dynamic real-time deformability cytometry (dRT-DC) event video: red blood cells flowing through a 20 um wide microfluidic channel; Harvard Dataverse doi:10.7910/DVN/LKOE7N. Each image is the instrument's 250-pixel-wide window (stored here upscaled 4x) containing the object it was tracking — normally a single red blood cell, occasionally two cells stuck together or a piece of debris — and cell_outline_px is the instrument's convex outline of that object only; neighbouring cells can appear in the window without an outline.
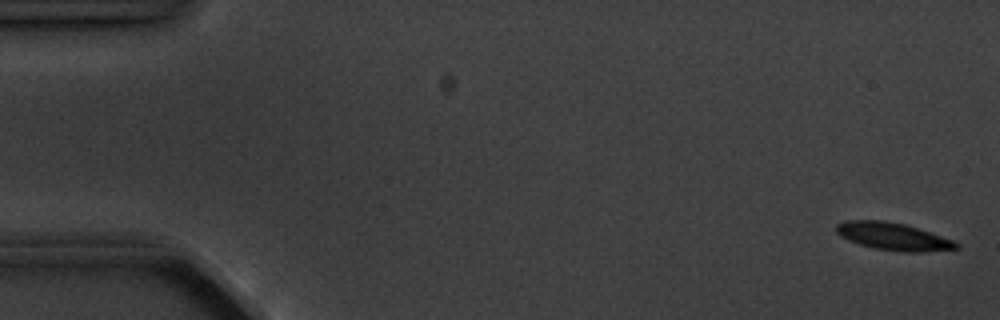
{"species": "common noctule bat (a hibernating species)", "species_latin": "Nyctalus noctula", "temperature_condition": "cold", "stored_images_in_passage": 5, "segment_of_instrument_passage": [2, 2], "camera_frame_rate_fps": 3000, "um_per_image_px": 0.085, "animal": {"sex": "male", "body_mass_g": 20.1, "forearm_length_mm": 53.5}, "frame": {"image": 1, "passage_image": 5, "time_ms": 4.667, "image_size_px": [1000, 320], "cell_outline_px": [[960, 248], [924, 252], [904, 252], [872, 248], [848, 240], [840, 236], [836, 232], [836, 224], [844, 220], [884, 220], [904, 224], [952, 240], [960, 244]], "centroid_in_image_um": [75.88, 20.1], "position_along_channel_um": 9.1, "area_um2": 19.13}}